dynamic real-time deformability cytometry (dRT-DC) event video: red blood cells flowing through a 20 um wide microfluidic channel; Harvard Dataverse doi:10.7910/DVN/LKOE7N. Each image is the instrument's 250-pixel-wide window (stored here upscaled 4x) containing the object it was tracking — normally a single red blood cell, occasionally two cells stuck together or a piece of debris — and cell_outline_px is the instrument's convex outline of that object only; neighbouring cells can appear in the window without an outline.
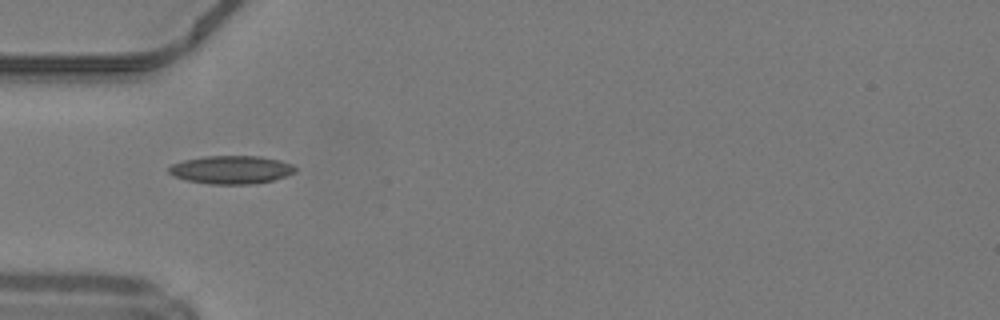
{"species": "common noctule bat (a hibernating species)", "species_latin": "Nyctalus noctula", "temperature_condition": "warm", "stored_images_in_passage": 32, "camera_frame_rate_fps": 3000, "um_per_image_px": 0.085, "animal": {"sex": "male", "body_mass_g": 19.2, "forearm_length_mm": 51.8}, "frame": {"image": 1, "passage_image": 1, "time_ms": 0.0, "image_size_px": [1000, 320], "cell_outline_px": [[296, 172], [272, 180], [256, 184], [208, 184], [188, 180], [172, 176], [168, 172], [168, 168], [172, 164], [184, 160], [204, 156], [260, 156], [280, 160], [292, 164], [296, 168]], "centroid_in_image_um": [19.65, 14.42], "position_along_channel_um": 65.4, "area_um2": 20.81}, "authors_computed_cell_mechanics": {"area_um2": 18.7272, "velocity_mm_per_s": 4.2586, "shape_relaxation_time_tau1_ms": null, "shape_relaxation_time_tau2_ms": 1.9254, "deformation_change_tau1": null, "deformation_change_tau2": 0.0913}}